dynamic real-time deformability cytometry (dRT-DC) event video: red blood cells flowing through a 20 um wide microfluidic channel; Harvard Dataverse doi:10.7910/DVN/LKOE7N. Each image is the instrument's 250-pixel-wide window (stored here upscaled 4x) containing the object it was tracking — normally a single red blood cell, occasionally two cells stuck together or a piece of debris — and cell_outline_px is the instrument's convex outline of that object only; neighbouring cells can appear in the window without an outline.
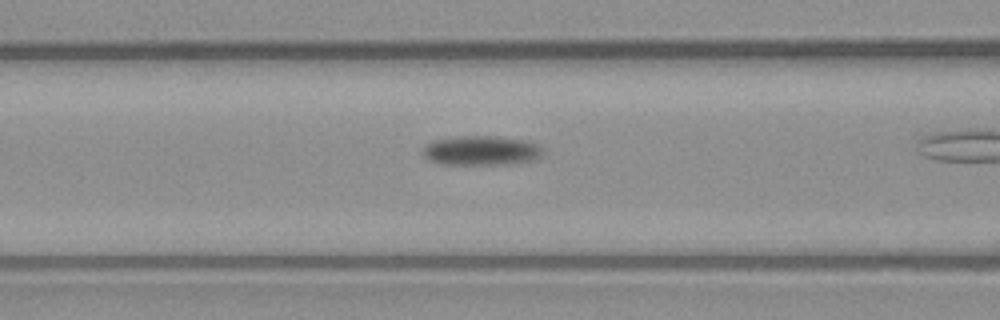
{"species": "common noctule bat (a hibernating species)", "species_latin": "Nyctalus noctula", "temperature_condition": "warm", "stored_images_in_passage": 24, "camera_frame_rate_fps": 3000, "um_per_image_px": 0.085, "animal": {"sex": "male", "body_mass_g": 23.1, "forearm_length_mm": 52.7}, "frame": {"image": 1, "passage_image": 11, "time_ms": 3.333, "image_size_px": [1000, 320], "cell_outline_px": [[540, 156], [536, 160], [516, 164], [440, 164], [432, 160], [424, 152], [424, 148], [428, 144], [436, 140], [456, 136], [496, 136], [524, 140], [536, 144], [540, 148]], "centroid_in_image_um": [40.96, 12.8], "position_along_channel_um": 125.6, "area_um2": 20.29}}
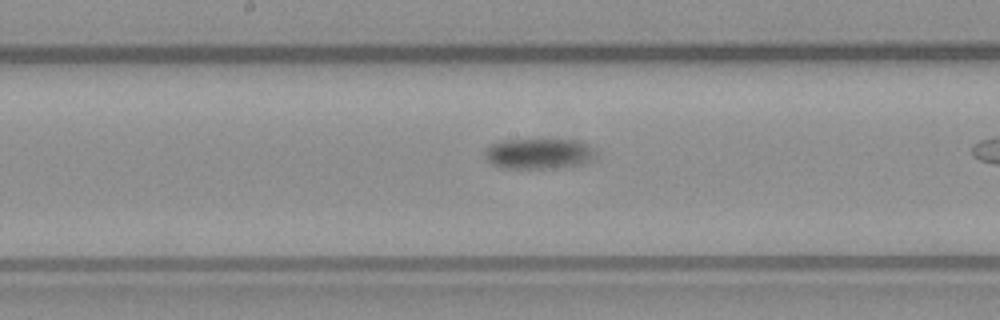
{"frame": {"image": 2, "passage_image": 17, "time_ms": 5.333, "image_size_px": [1000, 320], "cell_outline_px": [[588, 148], [584, 160], [576, 164], [556, 168], [504, 168], [492, 164], [488, 160], [488, 148], [492, 144], [504, 140], [572, 140], [584, 144]], "centroid_in_image_um": [45.6, 13.06], "position_along_channel_um": 202.6, "area_um2": 18.15}}
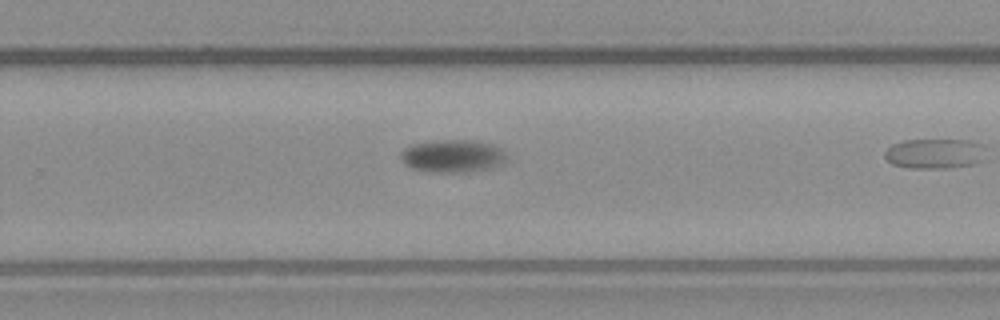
{"frame": {"image": 3, "passage_image": 24, "time_ms": 7.667, "image_size_px": [1000, 320], "cell_outline_px": [[984, 160], [976, 164], [948, 168], [908, 168], [892, 164], [884, 156], [884, 152], [892, 144], [904, 140], [972, 140], [980, 144]], "centroid_in_image_um": [79.42, 13.06], "position_along_channel_um": 250.4, "area_um2": 17.69}}